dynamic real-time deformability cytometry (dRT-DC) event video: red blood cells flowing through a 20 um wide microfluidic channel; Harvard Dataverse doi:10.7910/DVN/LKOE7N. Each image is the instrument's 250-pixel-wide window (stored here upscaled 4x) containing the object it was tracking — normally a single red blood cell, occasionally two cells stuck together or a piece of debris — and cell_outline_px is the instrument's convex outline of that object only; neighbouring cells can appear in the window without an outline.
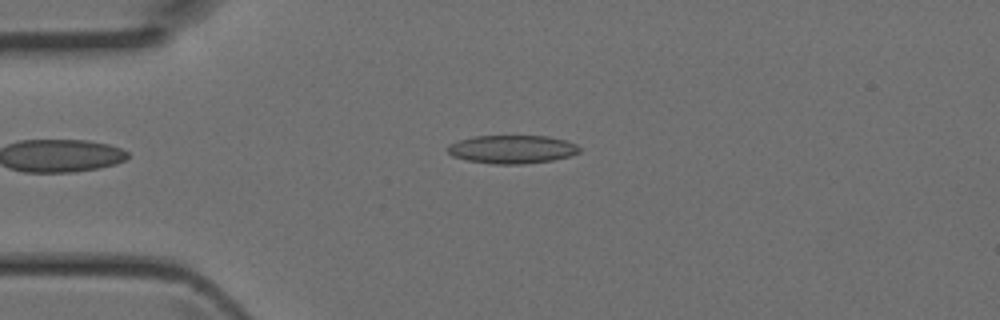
{"species": "Egyptian fruit bat (a non-hibernating species)", "species_latin": "Rousettus aegyptiacus", "temperature_condition": "room temperature", "stored_images_in_passage": 41, "camera_frame_rate_fps": 3000, "um_per_image_px": 0.085, "animal": {"sex": "female"}, "frame": {"image": 1, "passage_image": 8, "time_ms": 2.333, "image_size_px": [1000, 320], "cell_outline_px": [[580, 152], [568, 156], [552, 160], [520, 164], [492, 164], [468, 160], [452, 156], [444, 148], [448, 144], [472, 136], [548, 136], [564, 140], [576, 144], [580, 148]], "centroid_in_image_um": [43.48, 12.68], "position_along_channel_um": 41.5, "area_um2": 21.73}}
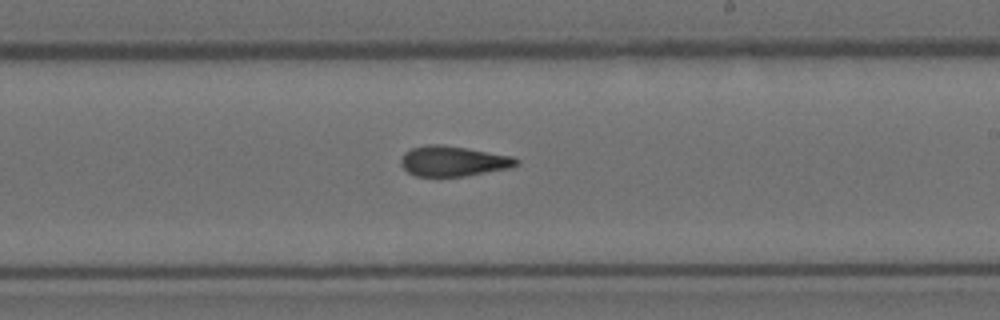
{"frame": {"image": 2, "passage_image": 23, "time_ms": 7.333, "image_size_px": [1000, 320], "cell_outline_px": [[520, 164], [512, 168], [464, 176], [416, 176], [408, 172], [400, 164], [400, 160], [404, 152], [412, 148], [428, 144], [444, 144], [512, 156], [520, 160]], "centroid_in_image_um": [38.54, 13.69], "position_along_channel_um": 250.5, "area_um2": 20.52}}
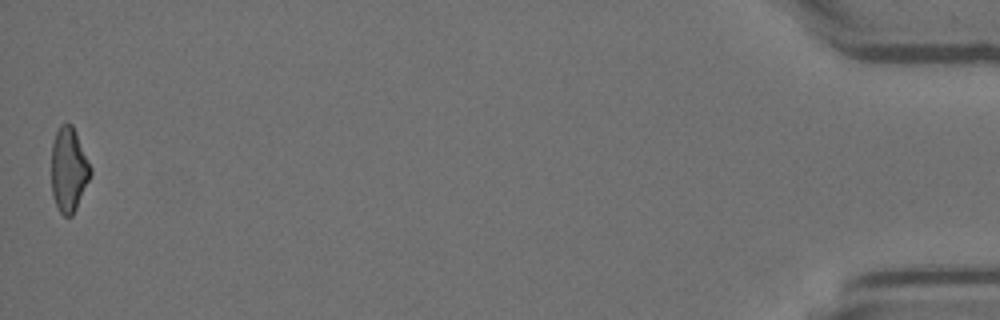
{"frame": {"image": 3, "passage_image": 41, "time_ms": 13.333, "image_size_px": [1000, 320], "cell_outline_px": [[92, 172], [76, 208], [72, 216], [64, 216], [60, 212], [52, 196], [52, 140], [60, 124], [72, 124], [76, 132], [92, 168]], "centroid_in_image_um": [5.84, 14.4], "position_along_channel_um": 429.4, "area_um2": 19.13}}